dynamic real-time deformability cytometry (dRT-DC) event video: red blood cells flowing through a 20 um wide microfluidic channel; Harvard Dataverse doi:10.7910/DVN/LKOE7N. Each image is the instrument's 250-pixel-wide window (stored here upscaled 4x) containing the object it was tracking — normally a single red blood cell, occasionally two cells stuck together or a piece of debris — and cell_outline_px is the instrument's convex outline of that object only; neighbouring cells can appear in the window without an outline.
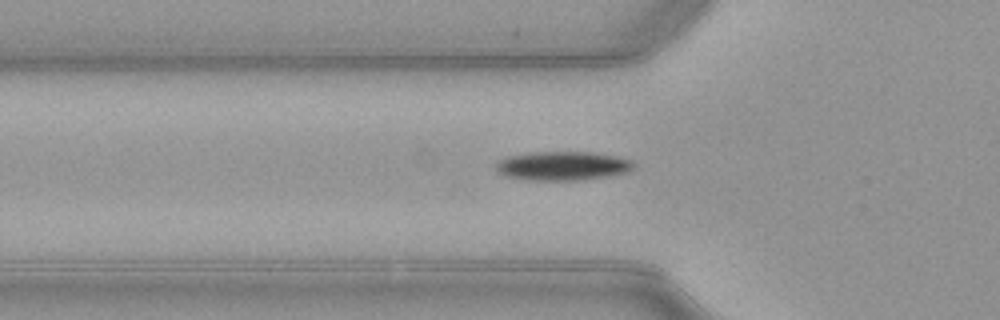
{"species": "common noctule bat (a hibernating species)", "species_latin": "Nyctalus noctula", "temperature_condition": "warm", "stored_images_in_passage": 36, "camera_frame_rate_fps": 3000, "um_per_image_px": 0.085, "animal": {"sex": "female", "body_mass_g": 21.9}, "frame": {"image": 1, "passage_image": 2, "time_ms": 0.333, "image_size_px": [1000, 320], "cell_outline_px": [[636, 168], [628, 172], [608, 176], [580, 180], [524, 180], [508, 176], [500, 172], [496, 168], [496, 164], [500, 160], [508, 156], [536, 152], [588, 152], [612, 156], [632, 160], [636, 164]], "centroid_in_image_um": [47.87, 14.11], "position_along_channel_um": 77.9, "area_um2": 23.06}}
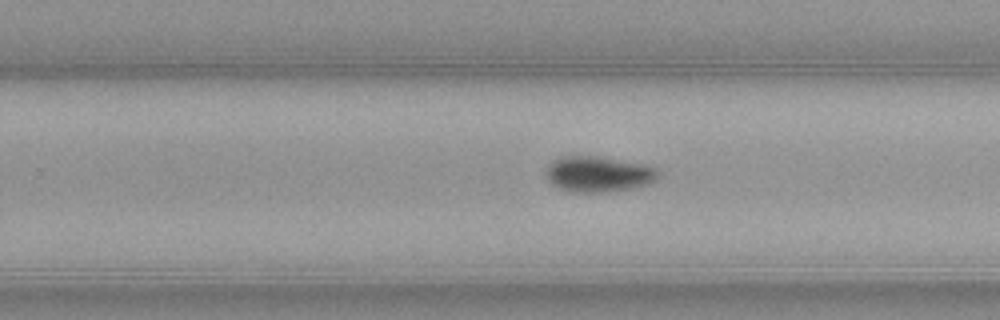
{"frame": {"image": 2, "passage_image": 17, "time_ms": 5.333, "image_size_px": [1000, 320], "cell_outline_px": [[660, 172], [656, 180], [632, 188], [608, 192], [572, 192], [560, 188], [552, 184], [548, 180], [544, 172], [548, 164], [552, 160], [564, 156], [596, 156], [640, 164], [656, 168]], "centroid_in_image_um": [50.8, 14.8], "position_along_channel_um": 279.0, "area_um2": 23.18}}
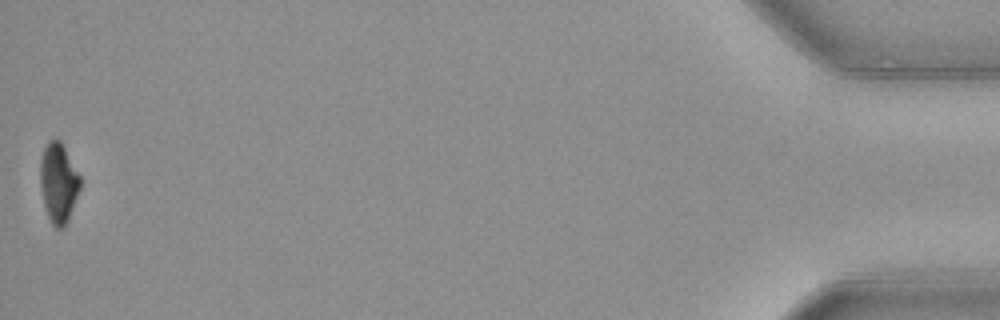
{"frame": {"image": 3, "passage_image": 36, "time_ms": 11.667, "image_size_px": [1000, 320], "cell_outline_px": [[80, 188], [68, 220], [64, 228], [56, 228], [52, 224], [48, 216], [44, 204], [40, 184], [40, 160], [44, 148], [48, 140], [56, 136], [60, 140], [80, 176]], "centroid_in_image_um": [4.96, 15.51], "position_along_channel_um": 430.2, "area_um2": 18.5}, "authors_computed_cell_mechanics": {"area_um2": 22.542, "velocity_mm_per_s": 3.9952, "shape_relaxation_time_tau1_ms": 1.8682, "shape_relaxation_time_tau2_ms": null, "deformation_change_tau1": 0.1211, "deformation_change_tau2": null}}